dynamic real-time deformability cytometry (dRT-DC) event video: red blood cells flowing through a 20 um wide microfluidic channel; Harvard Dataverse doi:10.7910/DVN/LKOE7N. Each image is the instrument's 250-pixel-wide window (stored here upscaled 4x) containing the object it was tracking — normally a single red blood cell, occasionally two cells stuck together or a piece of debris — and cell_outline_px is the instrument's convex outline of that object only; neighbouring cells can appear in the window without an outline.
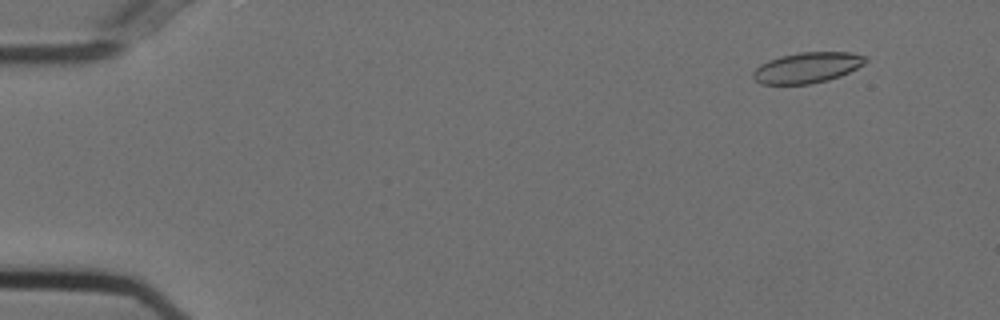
{"species": "Egyptian fruit bat (a non-hibernating species)", "species_latin": "Rousettus aegyptiacus", "temperature_condition": "cold", "stored_images_in_passage": 54, "camera_frame_rate_fps": 3000, "um_per_image_px": 0.085, "animal": {"sex": "female"}, "frame": {"image": 1, "passage_image": 5, "time_ms": 1.333, "image_size_px": [1000, 320], "cell_outline_px": [[868, 60], [864, 64], [840, 76], [828, 80], [812, 84], [760, 84], [752, 76], [752, 72], [760, 64], [768, 60], [780, 56], [800, 52], [852, 52], [868, 56]], "centroid_in_image_um": [68.62, 5.74], "position_along_channel_um": 16.4, "area_um2": 20.23}}
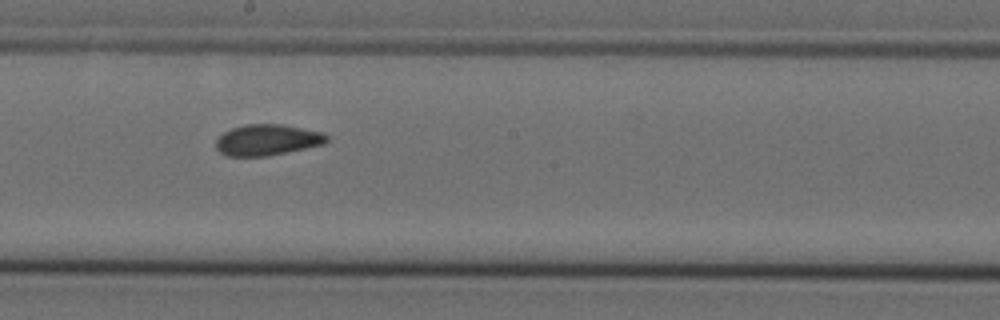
{"frame": {"image": 2, "passage_image": 31, "time_ms": 10.0, "image_size_px": [1000, 320], "cell_outline_px": [[328, 140], [324, 144], [268, 156], [224, 156], [216, 148], [216, 140], [224, 132], [232, 128], [244, 124], [284, 124], [324, 132], [328, 136]], "centroid_in_image_um": [22.73, 11.89], "position_along_channel_um": 225.5, "area_um2": 20.17}}
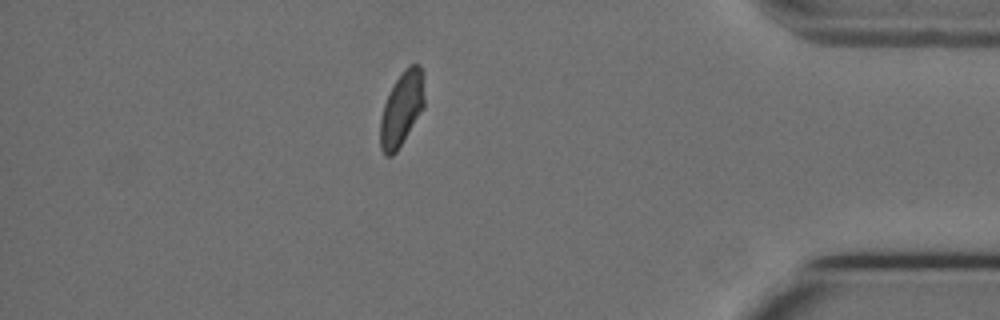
{"frame": {"image": 3, "passage_image": 48, "time_ms": 15.667, "image_size_px": [1000, 320], "cell_outline_px": [[424, 108], [396, 152], [392, 156], [384, 156], [380, 148], [380, 120], [384, 104], [396, 80], [404, 68], [408, 64], [420, 64], [424, 72]], "centroid_in_image_um": [34.16, 9.23], "position_along_channel_um": 401.0, "area_um2": 19.25}, "authors_computed_cell_mechanics": {"area_um2": 20.1722, "velocity_mm_per_s": 3.7102, "shape_relaxation_time_tau1_ms": 8.8534, "shape_relaxation_time_tau2_ms": 1.3109, "deformation_change_tau1": 0.1394, "deformation_change_tau2": 0.07}}